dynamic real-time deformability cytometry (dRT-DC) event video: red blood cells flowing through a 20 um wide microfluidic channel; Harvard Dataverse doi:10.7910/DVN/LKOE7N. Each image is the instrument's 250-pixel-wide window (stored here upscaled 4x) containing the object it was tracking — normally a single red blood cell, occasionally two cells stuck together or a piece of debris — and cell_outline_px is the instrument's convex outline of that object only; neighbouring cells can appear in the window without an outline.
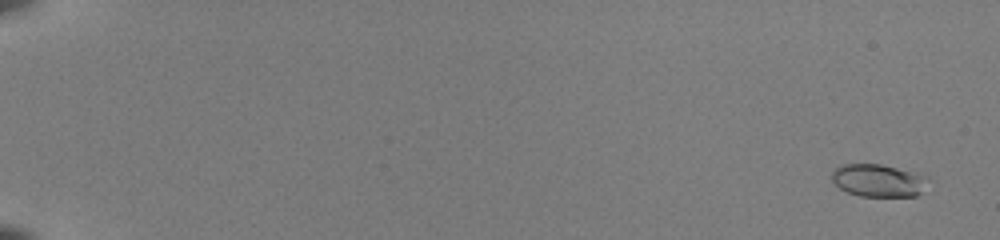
{"species": "common noctule bat (a hibernating species)", "species_latin": "Nyctalus noctula", "temperature_condition": "room temperature", "stored_images_in_passage": 54, "camera_frame_rate_fps": 3000, "um_per_image_px": 0.085, "animal": {"sex": "female", "body_mass_g": 22.0, "forearm_length_mm": 56.7}, "frame": {"image": 1, "passage_image": 3, "time_ms": 0.667, "image_size_px": [1000, 240], "cell_outline_px": [[920, 192], [916, 196], [860, 196], [848, 192], [840, 188], [832, 180], [832, 172], [840, 164], [880, 164], [896, 168], [920, 176]], "centroid_in_image_um": [74.46, 15.34], "position_along_channel_um": 10.5, "area_um2": 17.22}}
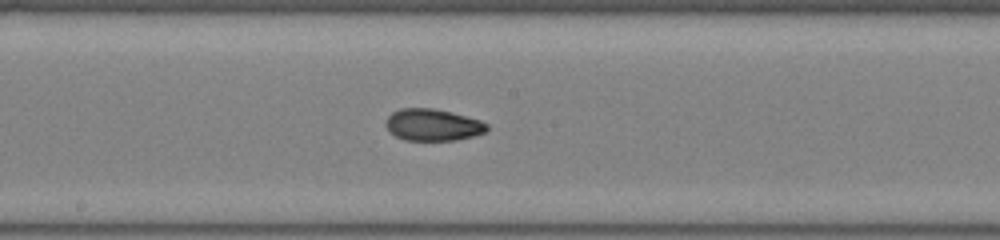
{"frame": {"image": 2, "passage_image": 33, "time_ms": 10.667, "image_size_px": [1000, 240], "cell_outline_px": [[488, 128], [484, 132], [472, 136], [456, 140], [404, 140], [396, 136], [384, 124], [388, 116], [392, 112], [400, 108], [432, 108], [452, 112], [480, 120], [488, 124]], "centroid_in_image_um": [36.78, 10.6], "position_along_channel_um": 211.4, "area_um2": 18.67}}
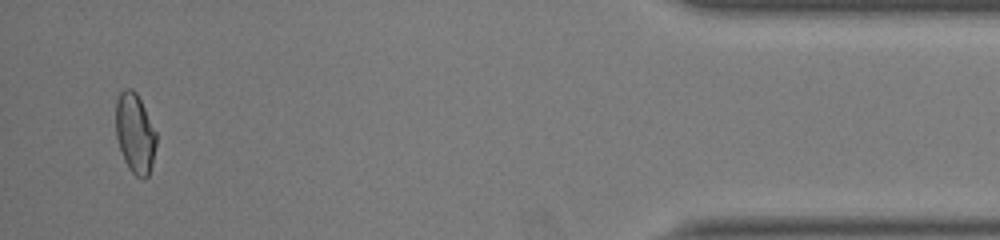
{"frame": {"image": 3, "passage_image": 53, "time_ms": 17.333, "image_size_px": [1000, 240], "cell_outline_px": [[156, 144], [152, 164], [148, 176], [144, 180], [136, 176], [128, 168], [124, 160], [116, 136], [116, 100], [120, 92], [124, 88], [132, 88], [136, 92], [156, 132]], "centroid_in_image_um": [11.47, 11.34], "position_along_channel_um": 423.7, "area_um2": 18.79}, "authors_computed_cell_mechanics": {"area_um2": 18.4382, "velocity_mm_per_s": 4.0157, "shape_relaxation_time_tau1_ms": 6.7612, "shape_relaxation_time_tau2_ms": 1.1482, "deformation_change_tau1": 0.2026, "deformation_change_tau2": 0.0348}}